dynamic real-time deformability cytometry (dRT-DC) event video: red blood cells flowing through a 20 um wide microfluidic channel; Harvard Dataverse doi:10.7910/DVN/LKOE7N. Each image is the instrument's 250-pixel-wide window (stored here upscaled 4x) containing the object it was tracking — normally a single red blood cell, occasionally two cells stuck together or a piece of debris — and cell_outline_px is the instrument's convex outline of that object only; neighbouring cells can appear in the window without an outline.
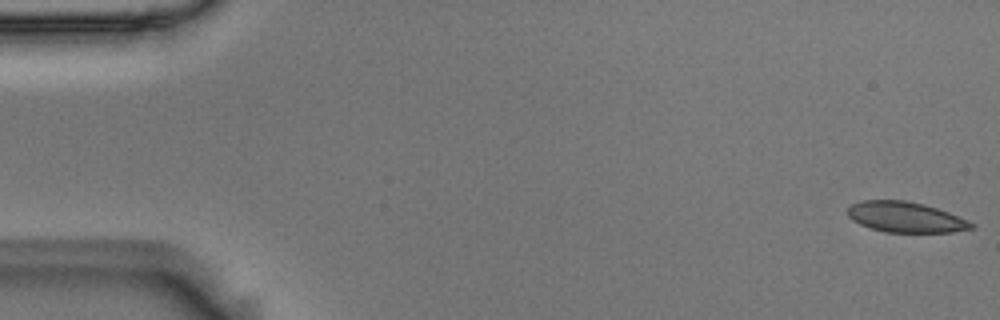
{"species": "Egyptian fruit bat (a non-hibernating species)", "species_latin": "Rousettus aegyptiacus", "temperature_condition": "room temperature", "stored_images_in_passage": 6, "camera_frame_rate_fps": 3000, "um_per_image_px": 0.085, "animal": {"sex": "male"}, "frame": {"image": 1, "passage_image": 1, "time_ms": 0.0, "image_size_px": [1000, 320], "cell_outline_px": [[976, 228], [952, 232], [884, 232], [868, 228], [852, 220], [848, 216], [848, 208], [852, 204], [860, 200], [904, 200], [924, 204], [948, 212], [968, 220], [976, 224]], "centroid_in_image_um": [76.98, 18.46], "position_along_channel_um": 8.0, "area_um2": 22.14}}
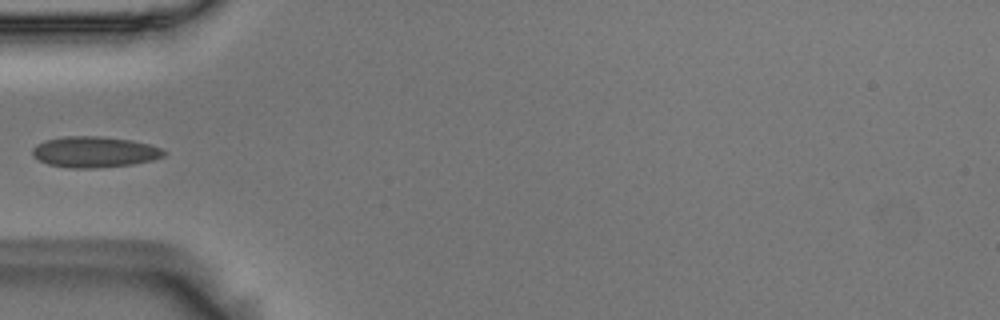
{"frame": {"image": 2, "passage_image": 5, "time_ms": 1.333, "image_size_px": [1000, 320], "cell_outline_px": [[168, 152], [164, 156], [152, 160], [132, 164], [96, 168], [72, 168], [48, 164], [40, 160], [32, 152], [32, 148], [36, 144], [44, 140], [64, 136], [100, 136], [132, 140], [148, 144], [160, 148]], "centroid_in_image_um": [8.04, 12.91], "position_along_channel_um": 77.0, "area_um2": 23.64}}
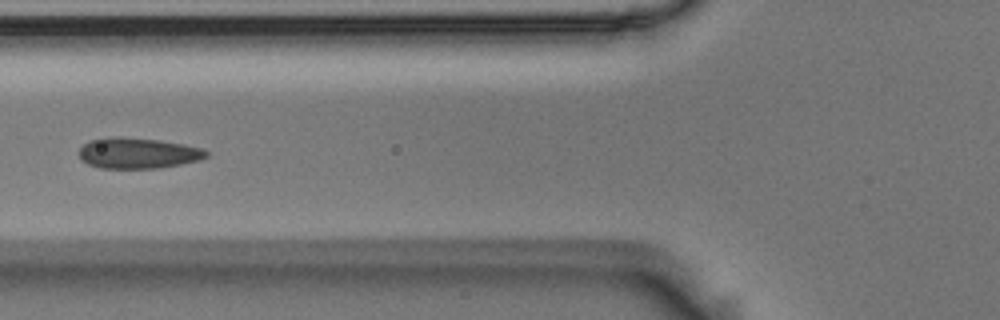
{"frame": {"image": 3, "passage_image": 6, "time_ms": 1.667, "image_size_px": [1000, 320], "cell_outline_px": [[208, 156], [200, 160], [160, 168], [100, 168], [88, 164], [80, 160], [80, 148], [84, 144], [92, 140], [120, 136], [160, 140], [184, 144], [200, 148], [208, 152]], "centroid_in_image_um": [11.73, 13.02], "position_along_channel_um": 114.1, "area_um2": 22.72}}